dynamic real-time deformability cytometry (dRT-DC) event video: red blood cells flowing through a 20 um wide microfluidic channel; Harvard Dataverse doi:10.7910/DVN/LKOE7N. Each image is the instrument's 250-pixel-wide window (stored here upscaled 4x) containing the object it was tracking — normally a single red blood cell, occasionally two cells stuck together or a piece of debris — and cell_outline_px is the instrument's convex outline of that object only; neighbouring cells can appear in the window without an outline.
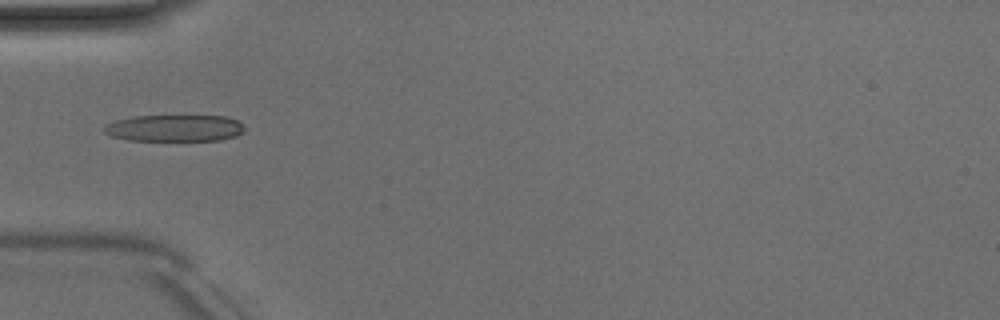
{"species": "Egyptian fruit bat (a non-hibernating species)", "species_latin": "Rousettus aegyptiacus", "temperature_condition": "room temperature", "stored_images_in_passage": 3, "camera_frame_rate_fps": 3000, "um_per_image_px": 0.085, "animal": {"sex": "male"}, "frame": {"image": 1, "passage_image": 2, "time_ms": 1.0, "image_size_px": [1000, 320], "cell_outline_px": [[244, 132], [236, 136], [220, 140], [128, 140], [112, 136], [104, 132], [100, 128], [104, 124], [116, 120], [136, 116], [224, 116], [236, 120], [244, 128]], "centroid_in_image_um": [14.79, 10.89], "position_along_channel_um": 70.2, "area_um2": 21.79}}